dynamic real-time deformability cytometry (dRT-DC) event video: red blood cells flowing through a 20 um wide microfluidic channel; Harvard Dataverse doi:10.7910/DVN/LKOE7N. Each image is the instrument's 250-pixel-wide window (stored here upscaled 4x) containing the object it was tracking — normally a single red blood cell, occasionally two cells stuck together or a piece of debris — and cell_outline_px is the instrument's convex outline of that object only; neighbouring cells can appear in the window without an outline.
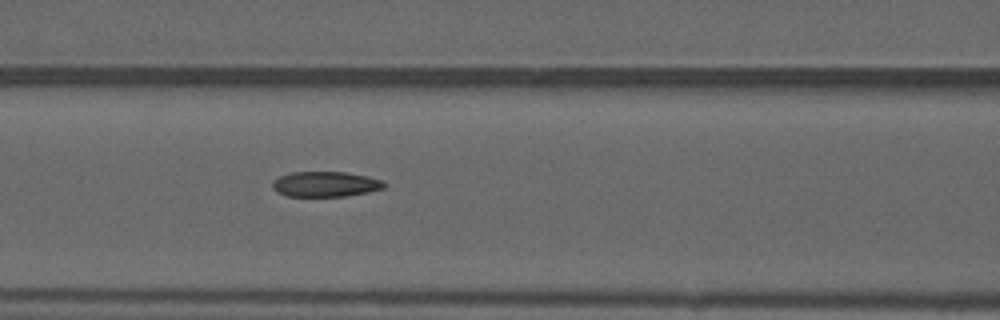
{"species": "common noctule bat (a hibernating species)", "species_latin": "Nyctalus noctula", "temperature_condition": "warm", "stored_images_in_passage": 36, "camera_frame_rate_fps": 3000, "um_per_image_px": 0.085, "animal": {"sex": "male", "forearm_length_mm": 52.5}, "frame": {"image": 1, "passage_image": 6, "time_ms": 1.667, "image_size_px": [1000, 320], "cell_outline_px": [[388, 184], [384, 188], [368, 192], [344, 196], [288, 196], [276, 192], [272, 188], [272, 184], [280, 176], [292, 172], [348, 172], [368, 176], [380, 180]], "centroid_in_image_um": [27.68, 15.65], "position_along_channel_um": 138.9, "area_um2": 16.42}}